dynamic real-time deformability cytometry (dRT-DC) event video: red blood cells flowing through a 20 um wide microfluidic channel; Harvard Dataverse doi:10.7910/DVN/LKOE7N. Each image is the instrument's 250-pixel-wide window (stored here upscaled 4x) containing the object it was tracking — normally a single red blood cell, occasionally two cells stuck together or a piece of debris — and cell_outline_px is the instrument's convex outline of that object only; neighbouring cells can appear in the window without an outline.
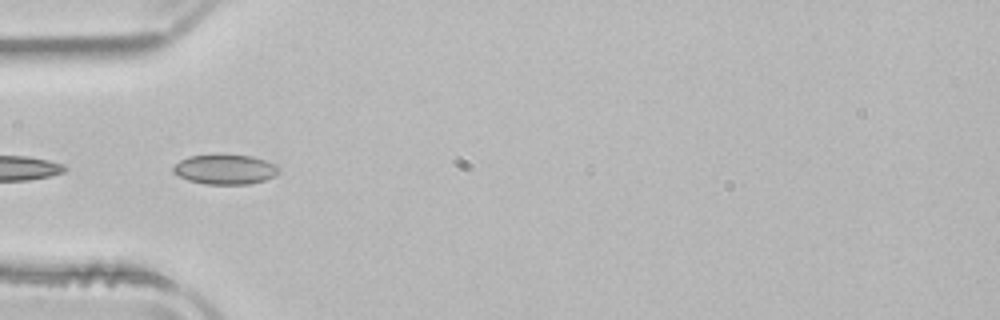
{"species": "common noctule bat (a hibernating species)", "species_latin": "Nyctalus noctula", "temperature_condition": "room temperature", "stored_images_in_passage": 7, "camera_frame_rate_fps": 3000, "um_per_image_px": 0.085, "animal": {"sex": "male", "body_mass_g": 21.5, "forearm_length_mm": 52.0}, "frame": {"image": 1, "passage_image": 4, "time_ms": 1.0, "image_size_px": [1000, 320], "cell_outline_px": [[280, 168], [272, 176], [264, 180], [248, 184], [204, 184], [188, 180], [172, 172], [172, 168], [180, 160], [188, 156], [216, 152], [220, 152], [252, 156], [264, 160]], "centroid_in_image_um": [19.06, 14.35], "position_along_channel_um": 65.9, "area_um2": 18.73}}